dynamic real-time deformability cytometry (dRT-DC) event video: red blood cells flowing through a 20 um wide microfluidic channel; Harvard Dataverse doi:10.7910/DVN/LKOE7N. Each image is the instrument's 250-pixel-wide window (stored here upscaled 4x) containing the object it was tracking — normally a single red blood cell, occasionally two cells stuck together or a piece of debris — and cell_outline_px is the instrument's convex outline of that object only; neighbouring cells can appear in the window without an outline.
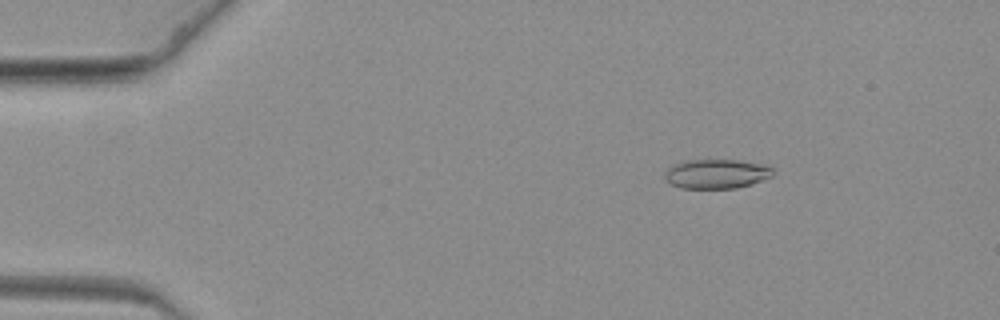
{"species": "common noctule bat (a hibernating species)", "species_latin": "Nyctalus noctula", "temperature_condition": "warm", "stored_images_in_passage": 25, "camera_frame_rate_fps": 3000, "um_per_image_px": 0.085, "animal": {"sex": "female", "body_mass_g": 19.3, "forearm_length_mm": 54.1}, "frame": {"image": 1, "passage_image": 10, "time_ms": 3.0, "image_size_px": [1000, 320], "cell_outline_px": [[772, 176], [752, 184], [736, 188], [680, 188], [664, 180], [664, 172], [672, 164], [684, 160], [740, 160], [772, 164]], "centroid_in_image_um": [60.91, 14.76], "position_along_channel_um": 24.1, "area_um2": 18.9}}
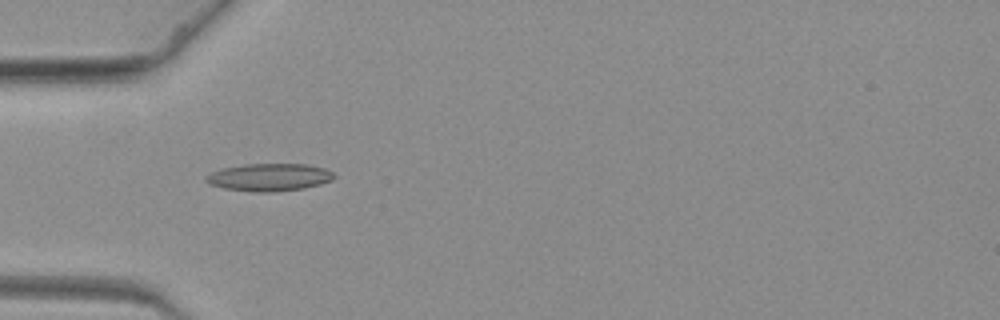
{"frame": {"image": 2, "passage_image": 21, "time_ms": 6.667, "image_size_px": [1000, 320], "cell_outline_px": [[336, 176], [332, 180], [320, 184], [304, 188], [272, 192], [256, 192], [224, 188], [208, 184], [204, 180], [204, 176], [212, 172], [224, 168], [244, 164], [308, 164], [324, 168], [332, 172]], "centroid_in_image_um": [22.88, 15.06], "position_along_channel_um": 62.1, "area_um2": 20.58}}